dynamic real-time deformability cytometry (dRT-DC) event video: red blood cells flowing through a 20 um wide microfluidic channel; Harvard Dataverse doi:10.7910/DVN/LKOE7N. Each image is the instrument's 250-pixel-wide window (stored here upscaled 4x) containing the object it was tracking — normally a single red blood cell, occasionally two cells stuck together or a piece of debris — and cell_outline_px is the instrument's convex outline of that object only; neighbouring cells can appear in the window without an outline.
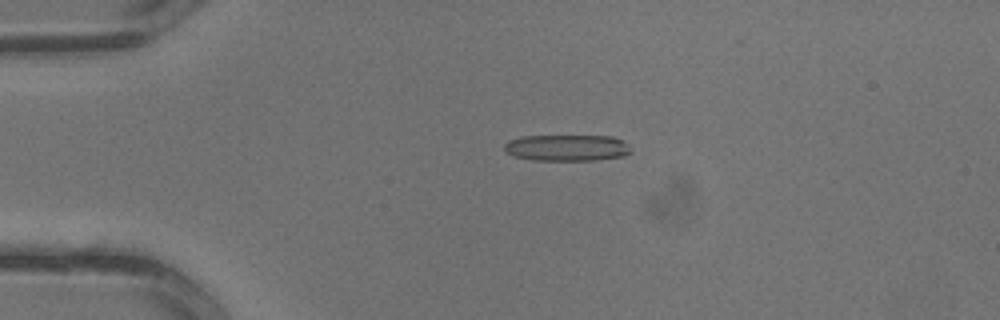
{"species": "common noctule bat (a hibernating species)", "species_latin": "Nyctalus noctula", "temperature_condition": "warm", "stored_images_in_passage": 2, "camera_frame_rate_fps": 3000, "um_per_image_px": 0.085, "animal": {"sex": "male", "body_mass_g": 13.3}, "frame": {"image": 1, "passage_image": 2, "time_ms": 0.333, "image_size_px": [1000, 320], "cell_outline_px": [[632, 152], [624, 156], [596, 160], [532, 160], [516, 156], [508, 152], [504, 148], [504, 144], [508, 140], [524, 136], [612, 136], [628, 144]], "centroid_in_image_um": [48.21, 12.56], "position_along_channel_um": 36.8, "area_um2": 19.36}}